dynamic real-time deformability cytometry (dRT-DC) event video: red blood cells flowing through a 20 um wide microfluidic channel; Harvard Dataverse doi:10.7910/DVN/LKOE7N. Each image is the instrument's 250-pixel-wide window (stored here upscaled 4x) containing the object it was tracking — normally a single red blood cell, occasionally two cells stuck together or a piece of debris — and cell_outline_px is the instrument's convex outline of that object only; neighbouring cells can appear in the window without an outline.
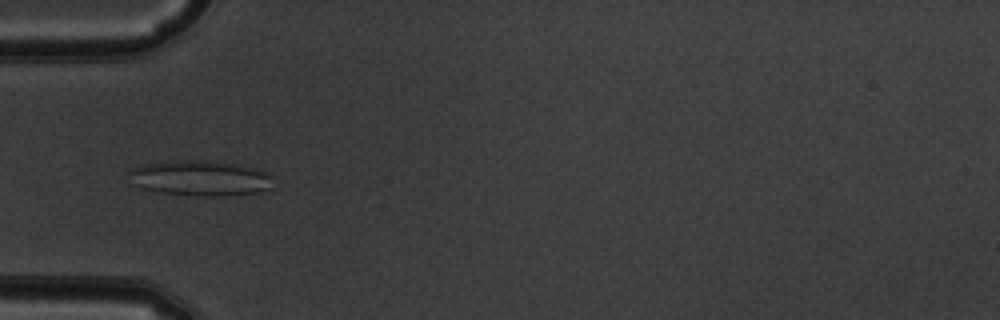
{"species": "common noctule bat (a hibernating species)", "species_latin": "Nyctalus noctula", "temperature_condition": "warm", "stored_images_in_passage": 38, "camera_frame_rate_fps": 3000, "um_per_image_px": 0.085, "animal": {"sex": "male", "body_mass_g": 19.5, "forearm_length_mm": 54.6}, "frame": {"image": 1, "passage_image": 4, "time_ms": 1.0, "image_size_px": [1000, 320], "cell_outline_px": [[272, 188], [260, 192], [228, 196], [196, 196], [156, 192], [140, 188], [132, 184], [124, 172], [132, 168], [144, 164], [172, 160], [204, 160], [240, 164], [268, 172]], "centroid_in_image_um": [16.94, 15.14], "position_along_channel_um": 68.1, "area_um2": 30.4}}
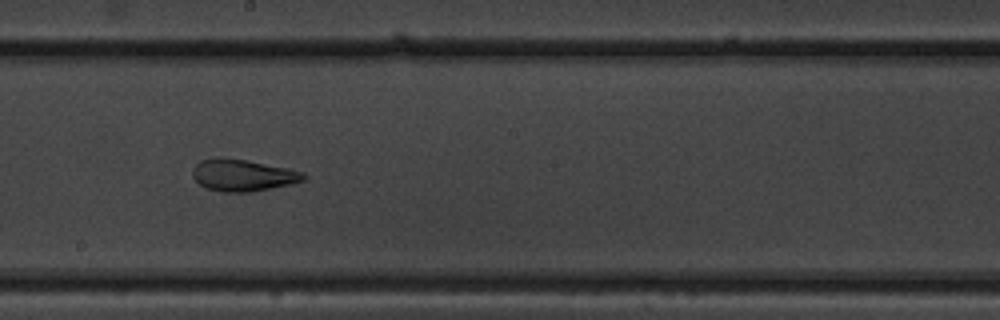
{"frame": {"image": 2, "passage_image": 16, "time_ms": 5.0, "image_size_px": [1000, 320], "cell_outline_px": [[308, 176], [304, 180], [288, 184], [248, 192], [224, 192], [208, 188], [200, 184], [192, 176], [192, 168], [200, 160], [244, 160], [288, 168], [304, 172]], "centroid_in_image_um": [20.67, 14.92], "position_along_channel_um": 227.5, "area_um2": 19.77}}
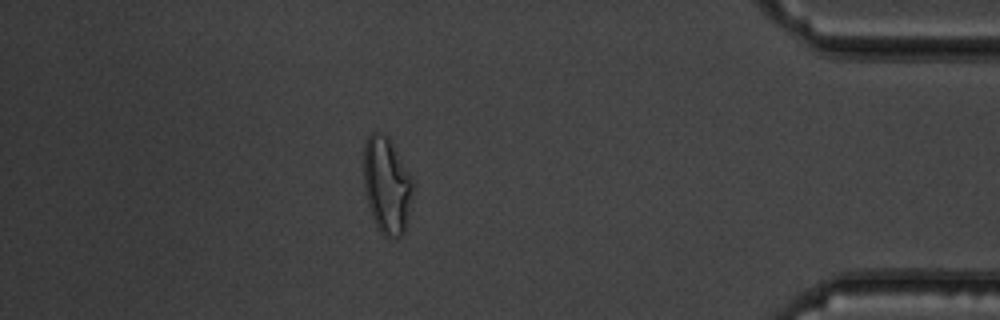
{"frame": {"image": 3, "passage_image": 32, "time_ms": 10.333, "image_size_px": [1000, 320], "cell_outline_px": [[412, 200], [404, 232], [400, 236], [388, 240], [380, 232], [372, 216], [364, 192], [364, 144], [368, 136], [372, 132], [380, 132], [388, 136], [412, 176]], "centroid_in_image_um": [32.87, 15.76], "position_along_channel_um": 402.3, "area_um2": 27.92}, "authors_computed_cell_mechanics": {"area_um2": 22.4264, "velocity_mm_per_s": 4.0029, "shape_relaxation_time_tau1_ms": null, "shape_relaxation_time_tau2_ms": 0.8603, "deformation_change_tau1": null, "deformation_change_tau2": 0.0608}}